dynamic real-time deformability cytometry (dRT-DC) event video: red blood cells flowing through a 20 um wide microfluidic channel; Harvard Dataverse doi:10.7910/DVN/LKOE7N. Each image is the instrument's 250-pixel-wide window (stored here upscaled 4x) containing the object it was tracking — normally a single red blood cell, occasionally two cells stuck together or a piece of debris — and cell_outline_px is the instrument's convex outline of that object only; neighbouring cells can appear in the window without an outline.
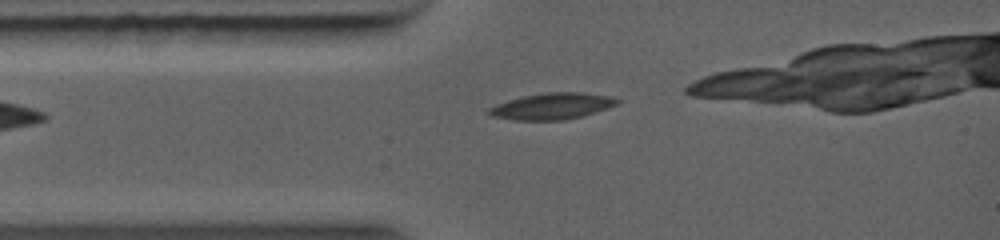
{"species": "common noctule bat (a hibernating species)", "species_latin": "Nyctalus noctula", "temperature_condition": "warm", "stored_images_in_passage": 4, "segment_of_instrument_passage": [2, 2], "camera_frame_rate_fps": 5000, "um_per_image_px": 0.085, "animal": {"sex": "female", "body_mass_g": 19.0, "forearm_length_mm": 56.7}, "frame": {"image": 1, "passage_image": 4, "time_ms": 2.0, "image_size_px": [1000, 240], "cell_outline_px": [[620, 100], [616, 104], [608, 108], [580, 116], [564, 120], [516, 120], [492, 116], [488, 112], [488, 108], [496, 104], [508, 100], [524, 96], [548, 92], [580, 92], [612, 96]], "centroid_in_image_um": [46.93, 9.02], "position_along_channel_um": 38.1, "area_um2": 19.48}}